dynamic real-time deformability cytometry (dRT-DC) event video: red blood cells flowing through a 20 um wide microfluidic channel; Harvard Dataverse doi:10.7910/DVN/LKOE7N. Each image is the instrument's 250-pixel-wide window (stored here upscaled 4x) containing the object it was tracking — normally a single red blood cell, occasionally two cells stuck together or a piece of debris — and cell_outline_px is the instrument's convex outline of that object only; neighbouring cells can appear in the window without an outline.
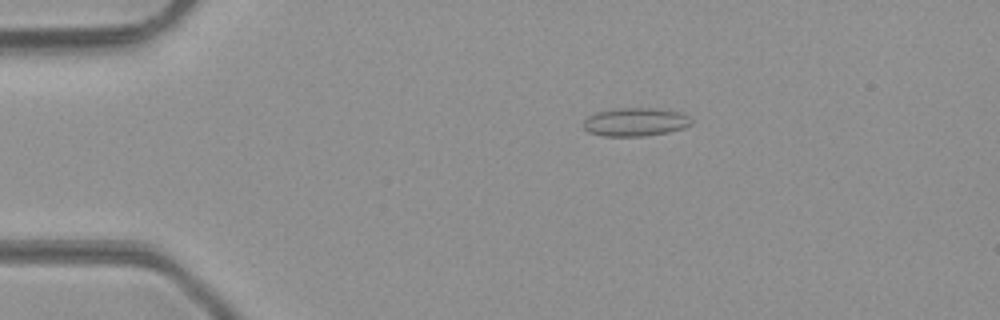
{"species": "common noctule bat (a hibernating species)", "species_latin": "Nyctalus noctula", "temperature_condition": "room temperature", "stored_images_in_passage": 49, "camera_frame_rate_fps": 3000, "um_per_image_px": 0.085, "animal": {"sex": "male", "body_mass_g": 23.1, "forearm_length_mm": 52.7}, "frame": {"image": 1, "passage_image": 10, "time_ms": 3.0, "image_size_px": [1000, 320], "cell_outline_px": [[692, 124], [684, 128], [668, 132], [644, 136], [604, 136], [588, 132], [584, 128], [584, 120], [588, 116], [596, 112], [616, 108], [660, 108], [680, 112], [688, 116], [692, 120]], "centroid_in_image_um": [54.02, 10.36], "position_along_channel_um": 31.0, "area_um2": 17.98}}
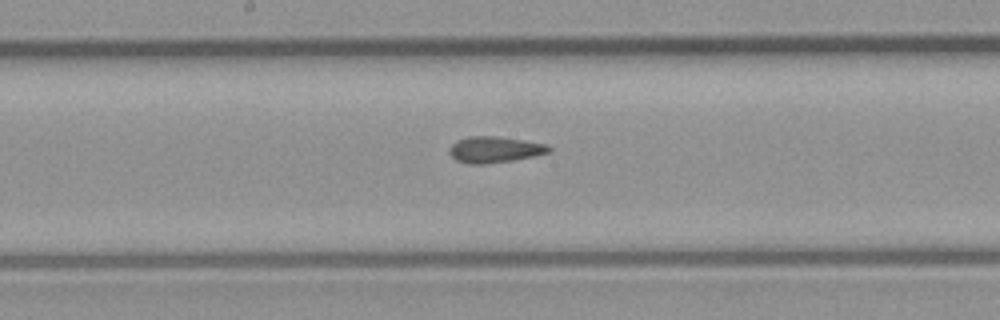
{"frame": {"image": 2, "passage_image": 26, "time_ms": 8.333, "image_size_px": [1000, 320], "cell_outline_px": [[552, 152], [512, 160], [484, 164], [468, 164], [456, 160], [448, 152], [448, 148], [456, 140], [468, 136], [496, 136], [524, 140], [548, 144], [552, 148]], "centroid_in_image_um": [42.04, 12.7], "position_along_channel_um": 206.2, "area_um2": 15.32}}
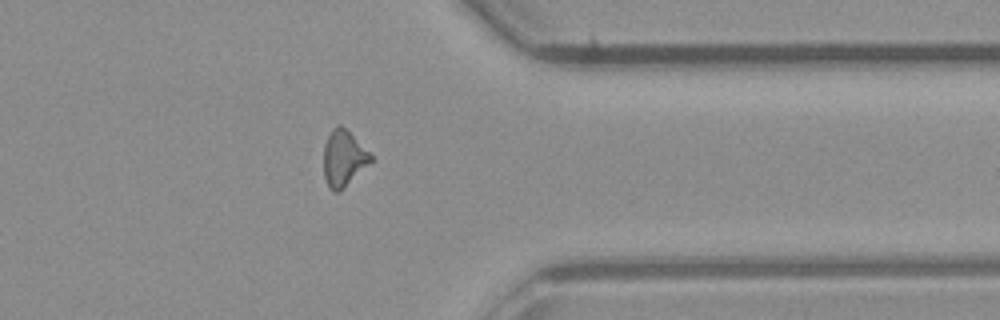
{"frame": {"image": 3, "passage_image": 39, "time_ms": 12.667, "image_size_px": [1000, 320], "cell_outline_px": [[376, 160], [340, 192], [332, 192], [328, 188], [324, 176], [324, 144], [332, 128], [336, 124], [340, 124]], "centroid_in_image_um": [29.21, 13.52], "position_along_channel_um": 382.2, "area_um2": 15.61}, "authors_computed_cell_mechanics": {"area_um2": 15.317, "velocity_mm_per_s": 4.2841, "shape_relaxation_time_tau1_ms": null, "shape_relaxation_time_tau2_ms": 3.1274, "deformation_change_tau1": null, "deformation_change_tau2": 0.0946}}